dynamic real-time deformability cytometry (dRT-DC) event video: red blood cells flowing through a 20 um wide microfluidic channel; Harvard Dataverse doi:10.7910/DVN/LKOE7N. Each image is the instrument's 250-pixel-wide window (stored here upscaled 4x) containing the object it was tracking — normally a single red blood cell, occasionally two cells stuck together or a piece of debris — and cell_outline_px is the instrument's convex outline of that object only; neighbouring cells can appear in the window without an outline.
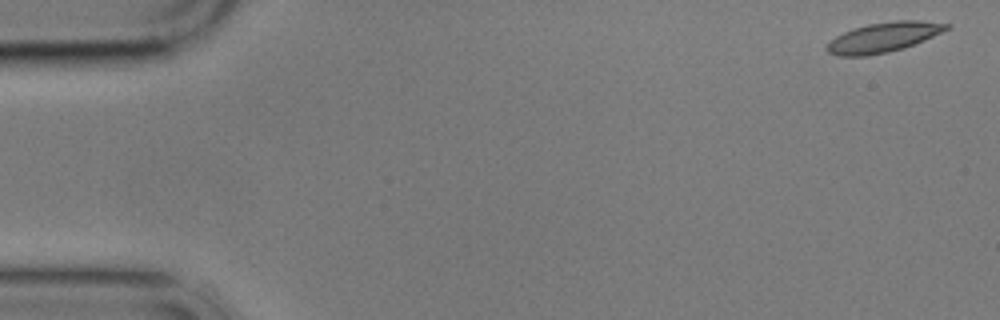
{"species": "common noctule bat (a hibernating species)", "species_latin": "Nyctalus noctula", "temperature_condition": "cold", "stored_images_in_passage": 4, "camera_frame_rate_fps": 3000, "um_per_image_px": 0.085, "animal": {"sex": "male", "body_mass_g": 17.9}, "frame": {"image": 1, "passage_image": 1, "time_ms": 0.0, "image_size_px": [1000, 320], "cell_outline_px": [[952, 28], [924, 40], [904, 48], [888, 52], [868, 56], [836, 56], [828, 52], [824, 48], [836, 36], [852, 28], [868, 24], [896, 20], [920, 20], [952, 24]], "centroid_in_image_um": [75.12, 3.16], "position_along_channel_um": 9.9, "area_um2": 20.98}}